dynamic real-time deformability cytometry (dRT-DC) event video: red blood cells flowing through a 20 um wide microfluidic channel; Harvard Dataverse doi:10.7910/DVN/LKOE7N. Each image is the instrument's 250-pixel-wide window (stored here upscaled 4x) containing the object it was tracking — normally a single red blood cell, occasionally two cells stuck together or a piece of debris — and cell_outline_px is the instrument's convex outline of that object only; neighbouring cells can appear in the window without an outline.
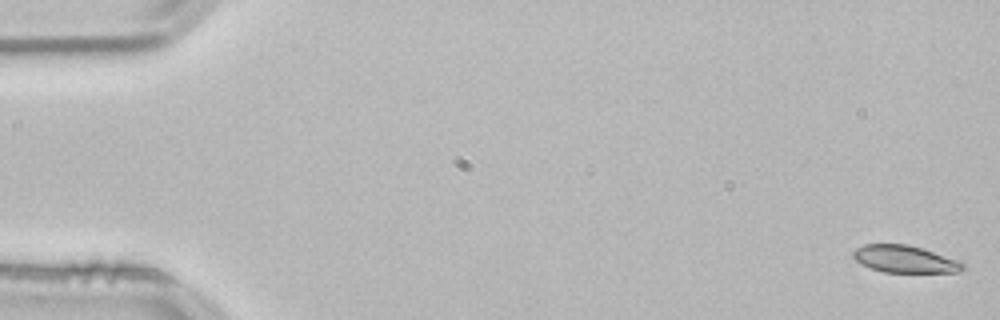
{"species": "common noctule bat (a hibernating species)", "species_latin": "Nyctalus noctula", "temperature_condition": "room temperature", "stored_images_in_passage": 54, "camera_frame_rate_fps": 3000, "um_per_image_px": 0.085, "animal": {"sex": "male", "body_mass_g": 21.5, "forearm_length_mm": 52.0}, "frame": {"image": 1, "passage_image": 1, "time_ms": 0.0, "image_size_px": [1000, 320], "cell_outline_px": [[968, 268], [960, 272], [884, 272], [872, 268], [856, 260], [852, 256], [852, 252], [856, 248], [864, 244], [908, 244], [964, 260]], "centroid_in_image_um": [77.04, 22.02], "position_along_channel_um": 8.0, "area_um2": 17.74}}
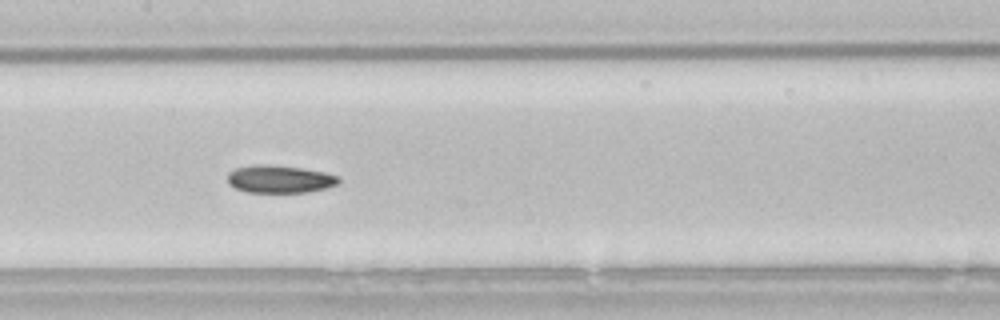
{"frame": {"image": 2, "passage_image": 26, "time_ms": 8.333, "image_size_px": [1000, 320], "cell_outline_px": [[340, 184], [308, 192], [248, 192], [236, 188], [228, 184], [228, 172], [236, 168], [256, 164], [268, 164], [300, 168], [324, 172], [340, 176]], "centroid_in_image_um": [23.78, 15.22], "position_along_channel_um": 183.6, "area_um2": 17.92}}
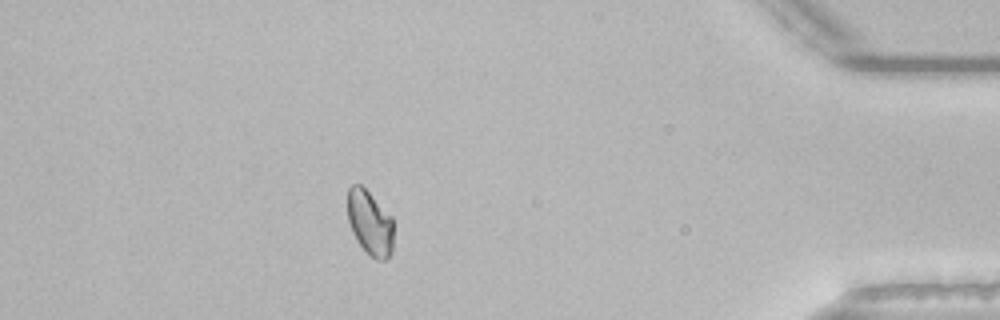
{"frame": {"image": 3, "passage_image": 47, "time_ms": 15.333, "image_size_px": [1000, 320], "cell_outline_px": [[392, 252], [388, 260], [376, 260], [356, 240], [352, 232], [348, 220], [348, 188], [352, 184], [360, 184], [392, 216]], "centroid_in_image_um": [31.44, 18.95], "position_along_channel_um": 403.8, "area_um2": 17.17}}